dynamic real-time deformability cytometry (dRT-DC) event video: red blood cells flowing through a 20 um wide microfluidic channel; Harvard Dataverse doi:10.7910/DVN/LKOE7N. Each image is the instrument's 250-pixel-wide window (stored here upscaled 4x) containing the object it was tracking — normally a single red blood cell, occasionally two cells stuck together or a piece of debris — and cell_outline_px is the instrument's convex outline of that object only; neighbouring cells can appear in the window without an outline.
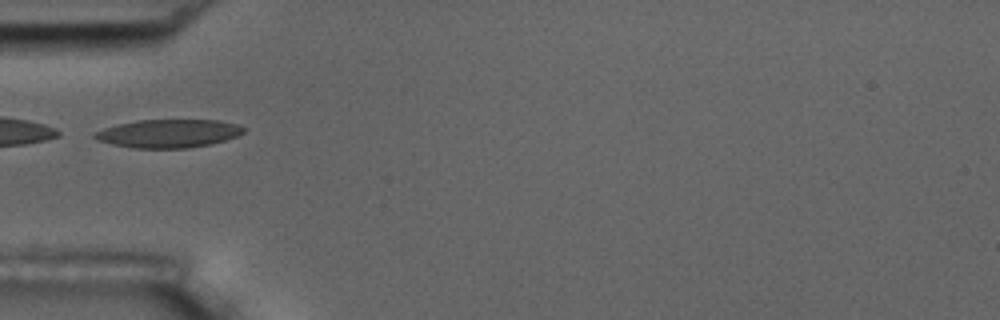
{"species": "common noctule bat (a hibernating species)", "species_latin": "Nyctalus noctula", "temperature_condition": "room temperature", "stored_images_in_passage": 21, "camera_frame_rate_fps": 3000, "um_per_image_px": 0.085, "animal": {"sex": "male", "body_mass_g": 17.5, "forearm_length_mm": 52.3}, "frame": {"image": 1, "passage_image": 1, "time_ms": 0.0, "image_size_px": [1000, 320], "cell_outline_px": [[244, 132], [240, 136], [212, 144], [188, 148], [132, 148], [112, 144], [96, 140], [92, 136], [92, 132], [116, 124], [136, 120], [220, 120], [236, 124], [244, 128]], "centroid_in_image_um": [14.3, 11.35], "position_along_channel_um": 70.7, "area_um2": 24.85}}
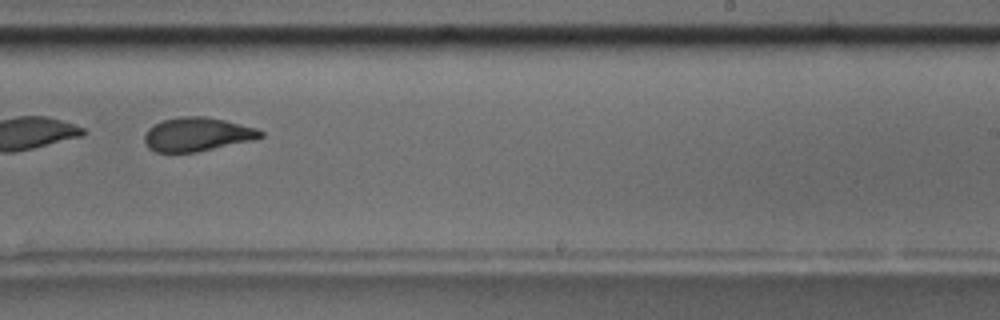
{"frame": {"image": 2, "passage_image": 18, "time_ms": 5.667, "image_size_px": [1000, 320], "cell_outline_px": [[264, 136], [256, 140], [196, 152], [156, 152], [148, 148], [144, 140], [144, 136], [148, 128], [164, 120], [180, 116], [208, 116], [256, 128], [264, 132]], "centroid_in_image_um": [16.79, 11.42], "position_along_channel_um": 272.2, "area_um2": 22.95}}